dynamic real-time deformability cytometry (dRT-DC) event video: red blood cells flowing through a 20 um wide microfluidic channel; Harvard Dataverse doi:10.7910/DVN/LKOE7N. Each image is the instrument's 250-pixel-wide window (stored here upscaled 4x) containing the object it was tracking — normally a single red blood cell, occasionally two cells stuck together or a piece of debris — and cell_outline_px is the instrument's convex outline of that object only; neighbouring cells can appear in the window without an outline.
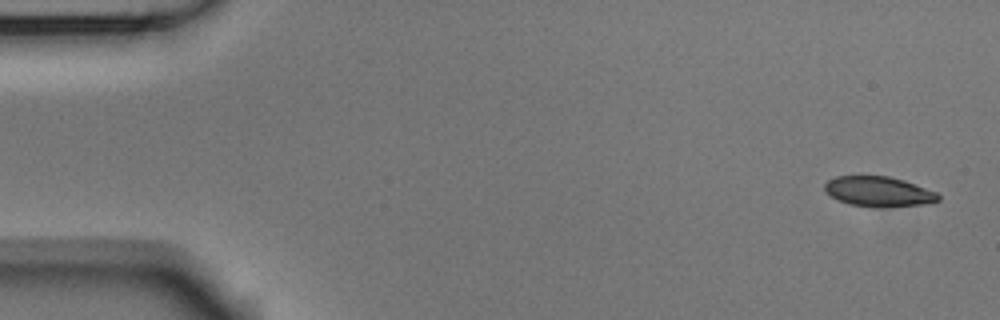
{"species": "Egyptian fruit bat (a non-hibernating species)", "species_latin": "Rousettus aegyptiacus", "temperature_condition": "room temperature", "stored_images_in_passage": 8, "camera_frame_rate_fps": 3000, "um_per_image_px": 0.085, "animal": {"sex": "male"}, "frame": {"image": 1, "passage_image": 1, "time_ms": 0.0, "image_size_px": [1000, 320], "cell_outline_px": [[940, 200], [920, 204], [852, 204], [840, 200], [824, 192], [824, 184], [828, 180], [836, 176], [888, 176], [904, 180], [936, 192], [940, 196]], "centroid_in_image_um": [74.64, 16.21], "position_along_channel_um": 10.4, "area_um2": 18.73}}
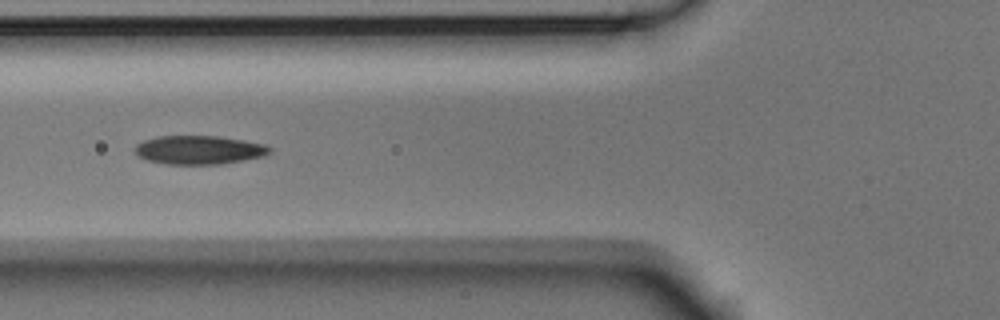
{"frame": {"image": 2, "passage_image": 6, "time_ms": 1.667, "image_size_px": [1000, 320], "cell_outline_px": [[272, 152], [264, 156], [244, 160], [220, 164], [168, 164], [148, 160], [136, 156], [132, 148], [136, 144], [144, 140], [156, 136], [220, 136], [244, 140], [264, 144], [272, 148]], "centroid_in_image_um": [16.9, 12.74], "position_along_channel_um": 108.9, "area_um2": 22.77}}
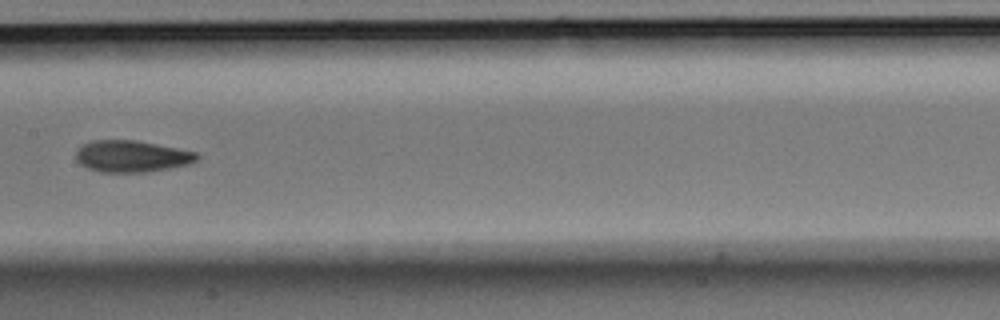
{"frame": {"image": 3, "passage_image": 8, "time_ms": 2.333, "image_size_px": [1000, 320], "cell_outline_px": [[200, 160], [188, 164], [148, 172], [100, 172], [88, 168], [80, 164], [76, 160], [76, 152], [84, 144], [92, 140], [136, 140], [196, 152], [200, 156]], "centroid_in_image_um": [11.21, 13.29], "position_along_channel_um": 196.2, "area_um2": 22.25}}